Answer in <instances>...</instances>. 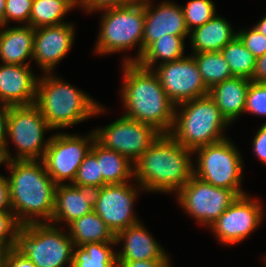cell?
I'll return each instance as SVG.
<instances>
[{"instance_id":"1","label":"cell","mask_w":266,"mask_h":267,"mask_svg":"<svg viewBox=\"0 0 266 267\" xmlns=\"http://www.w3.org/2000/svg\"><path fill=\"white\" fill-rule=\"evenodd\" d=\"M40 161L5 160L4 163L11 174L7 179L12 211L21 226L43 223L42 219L50 223L54 211L57 184Z\"/></svg>"},{"instance_id":"2","label":"cell","mask_w":266,"mask_h":267,"mask_svg":"<svg viewBox=\"0 0 266 267\" xmlns=\"http://www.w3.org/2000/svg\"><path fill=\"white\" fill-rule=\"evenodd\" d=\"M124 83L121 97L129 119L169 134L174 125L175 104L169 99L153 70L137 63H123Z\"/></svg>"},{"instance_id":"3","label":"cell","mask_w":266,"mask_h":267,"mask_svg":"<svg viewBox=\"0 0 266 267\" xmlns=\"http://www.w3.org/2000/svg\"><path fill=\"white\" fill-rule=\"evenodd\" d=\"M192 153L170 134H161L134 162L138 188L149 192H178L194 175Z\"/></svg>"},{"instance_id":"4","label":"cell","mask_w":266,"mask_h":267,"mask_svg":"<svg viewBox=\"0 0 266 267\" xmlns=\"http://www.w3.org/2000/svg\"><path fill=\"white\" fill-rule=\"evenodd\" d=\"M46 74L38 78L34 104L52 130L70 127L105 111L83 91L52 73Z\"/></svg>"},{"instance_id":"5","label":"cell","mask_w":266,"mask_h":267,"mask_svg":"<svg viewBox=\"0 0 266 267\" xmlns=\"http://www.w3.org/2000/svg\"><path fill=\"white\" fill-rule=\"evenodd\" d=\"M177 106L183 108L179 110L181 112L177 111ZM228 125L214 100L206 95L175 106L174 125L169 134L179 144L194 151L227 138L222 132Z\"/></svg>"},{"instance_id":"6","label":"cell","mask_w":266,"mask_h":267,"mask_svg":"<svg viewBox=\"0 0 266 267\" xmlns=\"http://www.w3.org/2000/svg\"><path fill=\"white\" fill-rule=\"evenodd\" d=\"M101 27L95 52L111 54L129 50L139 45L136 58L126 57L122 63H136L143 54V33L145 23L144 0L136 3L103 9Z\"/></svg>"},{"instance_id":"7","label":"cell","mask_w":266,"mask_h":267,"mask_svg":"<svg viewBox=\"0 0 266 267\" xmlns=\"http://www.w3.org/2000/svg\"><path fill=\"white\" fill-rule=\"evenodd\" d=\"M57 223L22 225L18 232L16 249L36 267H68L73 265L74 242Z\"/></svg>"},{"instance_id":"8","label":"cell","mask_w":266,"mask_h":267,"mask_svg":"<svg viewBox=\"0 0 266 267\" xmlns=\"http://www.w3.org/2000/svg\"><path fill=\"white\" fill-rule=\"evenodd\" d=\"M194 175L219 188L233 190L238 196L246 194L241 188L243 175L242 158L233 143L225 138L199 147ZM197 168V169H196Z\"/></svg>"},{"instance_id":"9","label":"cell","mask_w":266,"mask_h":267,"mask_svg":"<svg viewBox=\"0 0 266 267\" xmlns=\"http://www.w3.org/2000/svg\"><path fill=\"white\" fill-rule=\"evenodd\" d=\"M45 130H52L35 104L10 106L7 136L17 147L18 154L10 160H42L49 144Z\"/></svg>"},{"instance_id":"10","label":"cell","mask_w":266,"mask_h":267,"mask_svg":"<svg viewBox=\"0 0 266 267\" xmlns=\"http://www.w3.org/2000/svg\"><path fill=\"white\" fill-rule=\"evenodd\" d=\"M176 193L185 212L208 227L238 198L233 190L213 186L195 175Z\"/></svg>"},{"instance_id":"11","label":"cell","mask_w":266,"mask_h":267,"mask_svg":"<svg viewBox=\"0 0 266 267\" xmlns=\"http://www.w3.org/2000/svg\"><path fill=\"white\" fill-rule=\"evenodd\" d=\"M94 140V131L84 137L58 133L49 138L42 161L46 172L57 185L64 184L65 180L73 183L78 168L91 150Z\"/></svg>"},{"instance_id":"12","label":"cell","mask_w":266,"mask_h":267,"mask_svg":"<svg viewBox=\"0 0 266 267\" xmlns=\"http://www.w3.org/2000/svg\"><path fill=\"white\" fill-rule=\"evenodd\" d=\"M95 140L135 162L161 135L154 127L122 116L107 126L93 130Z\"/></svg>"},{"instance_id":"13","label":"cell","mask_w":266,"mask_h":267,"mask_svg":"<svg viewBox=\"0 0 266 267\" xmlns=\"http://www.w3.org/2000/svg\"><path fill=\"white\" fill-rule=\"evenodd\" d=\"M153 71L166 95L175 104L209 95L192 55L172 62L159 63Z\"/></svg>"},{"instance_id":"14","label":"cell","mask_w":266,"mask_h":267,"mask_svg":"<svg viewBox=\"0 0 266 267\" xmlns=\"http://www.w3.org/2000/svg\"><path fill=\"white\" fill-rule=\"evenodd\" d=\"M263 208L248 194L238 196L210 226L223 244H236L248 237L262 222Z\"/></svg>"},{"instance_id":"15","label":"cell","mask_w":266,"mask_h":267,"mask_svg":"<svg viewBox=\"0 0 266 267\" xmlns=\"http://www.w3.org/2000/svg\"><path fill=\"white\" fill-rule=\"evenodd\" d=\"M137 188L128 182L121 184H106L101 187V193L93 211L105 222L116 235L120 230L133 226L140 221L134 215L133 204L137 198Z\"/></svg>"},{"instance_id":"16","label":"cell","mask_w":266,"mask_h":267,"mask_svg":"<svg viewBox=\"0 0 266 267\" xmlns=\"http://www.w3.org/2000/svg\"><path fill=\"white\" fill-rule=\"evenodd\" d=\"M73 39L71 23L39 27L35 29L32 59L44 73H52L56 64L70 51Z\"/></svg>"},{"instance_id":"17","label":"cell","mask_w":266,"mask_h":267,"mask_svg":"<svg viewBox=\"0 0 266 267\" xmlns=\"http://www.w3.org/2000/svg\"><path fill=\"white\" fill-rule=\"evenodd\" d=\"M101 193V187L92 185L58 184L55 189L54 211L50 223L75 219L93 211Z\"/></svg>"},{"instance_id":"18","label":"cell","mask_w":266,"mask_h":267,"mask_svg":"<svg viewBox=\"0 0 266 267\" xmlns=\"http://www.w3.org/2000/svg\"><path fill=\"white\" fill-rule=\"evenodd\" d=\"M144 8L143 51L165 35L188 36L190 34L181 6L171 1H164L153 8L151 0H144Z\"/></svg>"},{"instance_id":"19","label":"cell","mask_w":266,"mask_h":267,"mask_svg":"<svg viewBox=\"0 0 266 267\" xmlns=\"http://www.w3.org/2000/svg\"><path fill=\"white\" fill-rule=\"evenodd\" d=\"M38 78L30 65L0 66V104L8 106L30 105L35 103Z\"/></svg>"},{"instance_id":"20","label":"cell","mask_w":266,"mask_h":267,"mask_svg":"<svg viewBox=\"0 0 266 267\" xmlns=\"http://www.w3.org/2000/svg\"><path fill=\"white\" fill-rule=\"evenodd\" d=\"M121 240L124 246L116 253V261L170 260L163 247L140 222L120 230L115 235L116 245Z\"/></svg>"},{"instance_id":"21","label":"cell","mask_w":266,"mask_h":267,"mask_svg":"<svg viewBox=\"0 0 266 267\" xmlns=\"http://www.w3.org/2000/svg\"><path fill=\"white\" fill-rule=\"evenodd\" d=\"M250 82L249 79L233 76L209 90V96L229 124L245 113L246 94Z\"/></svg>"},{"instance_id":"22","label":"cell","mask_w":266,"mask_h":267,"mask_svg":"<svg viewBox=\"0 0 266 267\" xmlns=\"http://www.w3.org/2000/svg\"><path fill=\"white\" fill-rule=\"evenodd\" d=\"M35 29L30 25L5 28L0 31V58L3 64L30 65L33 57Z\"/></svg>"},{"instance_id":"23","label":"cell","mask_w":266,"mask_h":267,"mask_svg":"<svg viewBox=\"0 0 266 267\" xmlns=\"http://www.w3.org/2000/svg\"><path fill=\"white\" fill-rule=\"evenodd\" d=\"M227 20L217 14L204 25L190 31V44L194 53L221 51L236 36Z\"/></svg>"},{"instance_id":"24","label":"cell","mask_w":266,"mask_h":267,"mask_svg":"<svg viewBox=\"0 0 266 267\" xmlns=\"http://www.w3.org/2000/svg\"><path fill=\"white\" fill-rule=\"evenodd\" d=\"M99 161L100 173L103 175V186L128 182L134 176V163L122 154L104 148L94 140L90 150Z\"/></svg>"},{"instance_id":"25","label":"cell","mask_w":266,"mask_h":267,"mask_svg":"<svg viewBox=\"0 0 266 267\" xmlns=\"http://www.w3.org/2000/svg\"><path fill=\"white\" fill-rule=\"evenodd\" d=\"M68 227V235L75 246L92 242L116 243L115 234L94 211L75 219Z\"/></svg>"},{"instance_id":"26","label":"cell","mask_w":266,"mask_h":267,"mask_svg":"<svg viewBox=\"0 0 266 267\" xmlns=\"http://www.w3.org/2000/svg\"><path fill=\"white\" fill-rule=\"evenodd\" d=\"M185 37L187 36L165 35L161 37L143 51L136 63L143 68L152 70L160 59H163L161 63H165L185 57L183 55Z\"/></svg>"},{"instance_id":"27","label":"cell","mask_w":266,"mask_h":267,"mask_svg":"<svg viewBox=\"0 0 266 267\" xmlns=\"http://www.w3.org/2000/svg\"><path fill=\"white\" fill-rule=\"evenodd\" d=\"M75 6L76 0H33L29 25L37 29L64 23L62 18Z\"/></svg>"},{"instance_id":"28","label":"cell","mask_w":266,"mask_h":267,"mask_svg":"<svg viewBox=\"0 0 266 267\" xmlns=\"http://www.w3.org/2000/svg\"><path fill=\"white\" fill-rule=\"evenodd\" d=\"M113 244L116 243L92 242L75 246L72 267H117Z\"/></svg>"},{"instance_id":"29","label":"cell","mask_w":266,"mask_h":267,"mask_svg":"<svg viewBox=\"0 0 266 267\" xmlns=\"http://www.w3.org/2000/svg\"><path fill=\"white\" fill-rule=\"evenodd\" d=\"M201 77L210 90L214 85L229 79L232 76L230 67L221 51L192 53Z\"/></svg>"},{"instance_id":"30","label":"cell","mask_w":266,"mask_h":267,"mask_svg":"<svg viewBox=\"0 0 266 267\" xmlns=\"http://www.w3.org/2000/svg\"><path fill=\"white\" fill-rule=\"evenodd\" d=\"M221 53L230 67L232 76L251 80L256 58L237 36L221 50Z\"/></svg>"},{"instance_id":"31","label":"cell","mask_w":266,"mask_h":267,"mask_svg":"<svg viewBox=\"0 0 266 267\" xmlns=\"http://www.w3.org/2000/svg\"><path fill=\"white\" fill-rule=\"evenodd\" d=\"M181 8L189 32L204 25L216 15L212 0H191Z\"/></svg>"},{"instance_id":"32","label":"cell","mask_w":266,"mask_h":267,"mask_svg":"<svg viewBox=\"0 0 266 267\" xmlns=\"http://www.w3.org/2000/svg\"><path fill=\"white\" fill-rule=\"evenodd\" d=\"M72 184L103 186V175L100 173L99 161L91 151L84 157Z\"/></svg>"},{"instance_id":"33","label":"cell","mask_w":266,"mask_h":267,"mask_svg":"<svg viewBox=\"0 0 266 267\" xmlns=\"http://www.w3.org/2000/svg\"><path fill=\"white\" fill-rule=\"evenodd\" d=\"M20 227L13 212H0V246L5 251L16 247Z\"/></svg>"},{"instance_id":"34","label":"cell","mask_w":266,"mask_h":267,"mask_svg":"<svg viewBox=\"0 0 266 267\" xmlns=\"http://www.w3.org/2000/svg\"><path fill=\"white\" fill-rule=\"evenodd\" d=\"M245 112L266 116V83L250 82L246 94Z\"/></svg>"},{"instance_id":"35","label":"cell","mask_w":266,"mask_h":267,"mask_svg":"<svg viewBox=\"0 0 266 267\" xmlns=\"http://www.w3.org/2000/svg\"><path fill=\"white\" fill-rule=\"evenodd\" d=\"M32 5L33 0H6L4 26L11 20L29 25Z\"/></svg>"},{"instance_id":"36","label":"cell","mask_w":266,"mask_h":267,"mask_svg":"<svg viewBox=\"0 0 266 267\" xmlns=\"http://www.w3.org/2000/svg\"><path fill=\"white\" fill-rule=\"evenodd\" d=\"M237 37L255 58L266 53V36L258 32L254 27L251 30H239Z\"/></svg>"},{"instance_id":"37","label":"cell","mask_w":266,"mask_h":267,"mask_svg":"<svg viewBox=\"0 0 266 267\" xmlns=\"http://www.w3.org/2000/svg\"><path fill=\"white\" fill-rule=\"evenodd\" d=\"M139 0H76V5L85 8L87 12L101 11L106 8L127 6Z\"/></svg>"},{"instance_id":"38","label":"cell","mask_w":266,"mask_h":267,"mask_svg":"<svg viewBox=\"0 0 266 267\" xmlns=\"http://www.w3.org/2000/svg\"><path fill=\"white\" fill-rule=\"evenodd\" d=\"M10 106L3 104L0 105V148L3 150L5 160H10V152L7 150V128H8V112Z\"/></svg>"},{"instance_id":"39","label":"cell","mask_w":266,"mask_h":267,"mask_svg":"<svg viewBox=\"0 0 266 267\" xmlns=\"http://www.w3.org/2000/svg\"><path fill=\"white\" fill-rule=\"evenodd\" d=\"M5 267H36L35 264L16 248L8 249L4 254Z\"/></svg>"},{"instance_id":"40","label":"cell","mask_w":266,"mask_h":267,"mask_svg":"<svg viewBox=\"0 0 266 267\" xmlns=\"http://www.w3.org/2000/svg\"><path fill=\"white\" fill-rule=\"evenodd\" d=\"M255 155L266 164V122L259 128L253 139Z\"/></svg>"},{"instance_id":"41","label":"cell","mask_w":266,"mask_h":267,"mask_svg":"<svg viewBox=\"0 0 266 267\" xmlns=\"http://www.w3.org/2000/svg\"><path fill=\"white\" fill-rule=\"evenodd\" d=\"M0 212H12L9 181L2 175H0Z\"/></svg>"},{"instance_id":"42","label":"cell","mask_w":266,"mask_h":267,"mask_svg":"<svg viewBox=\"0 0 266 267\" xmlns=\"http://www.w3.org/2000/svg\"><path fill=\"white\" fill-rule=\"evenodd\" d=\"M117 267H170L169 260L116 261Z\"/></svg>"},{"instance_id":"43","label":"cell","mask_w":266,"mask_h":267,"mask_svg":"<svg viewBox=\"0 0 266 267\" xmlns=\"http://www.w3.org/2000/svg\"><path fill=\"white\" fill-rule=\"evenodd\" d=\"M251 81L255 83H266V53L256 58L255 69Z\"/></svg>"},{"instance_id":"44","label":"cell","mask_w":266,"mask_h":267,"mask_svg":"<svg viewBox=\"0 0 266 267\" xmlns=\"http://www.w3.org/2000/svg\"><path fill=\"white\" fill-rule=\"evenodd\" d=\"M254 28L266 36V15L254 26Z\"/></svg>"},{"instance_id":"45","label":"cell","mask_w":266,"mask_h":267,"mask_svg":"<svg viewBox=\"0 0 266 267\" xmlns=\"http://www.w3.org/2000/svg\"><path fill=\"white\" fill-rule=\"evenodd\" d=\"M6 0H0V26L4 27Z\"/></svg>"},{"instance_id":"46","label":"cell","mask_w":266,"mask_h":267,"mask_svg":"<svg viewBox=\"0 0 266 267\" xmlns=\"http://www.w3.org/2000/svg\"><path fill=\"white\" fill-rule=\"evenodd\" d=\"M3 163H5V158H4V155H3L2 148H0V164H3Z\"/></svg>"},{"instance_id":"47","label":"cell","mask_w":266,"mask_h":267,"mask_svg":"<svg viewBox=\"0 0 266 267\" xmlns=\"http://www.w3.org/2000/svg\"><path fill=\"white\" fill-rule=\"evenodd\" d=\"M0 267H5V259H4V256L0 259Z\"/></svg>"},{"instance_id":"48","label":"cell","mask_w":266,"mask_h":267,"mask_svg":"<svg viewBox=\"0 0 266 267\" xmlns=\"http://www.w3.org/2000/svg\"><path fill=\"white\" fill-rule=\"evenodd\" d=\"M5 250L0 246V259L4 256Z\"/></svg>"}]
</instances>
